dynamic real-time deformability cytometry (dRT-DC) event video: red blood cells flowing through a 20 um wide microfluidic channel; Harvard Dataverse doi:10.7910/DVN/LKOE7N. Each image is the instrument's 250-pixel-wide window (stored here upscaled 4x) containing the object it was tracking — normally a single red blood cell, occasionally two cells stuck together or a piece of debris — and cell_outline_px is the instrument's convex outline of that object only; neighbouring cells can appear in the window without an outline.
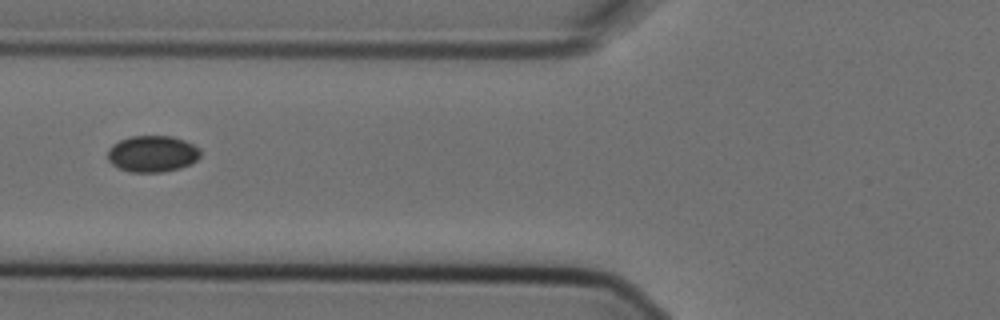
{"species": "Egyptian fruit bat (a non-hibernating species)", "species_latin": "Rousettus aegyptiacus", "temperature_condition": "cold", "stored_images_in_passage": 7, "camera_frame_rate_fps": 3000, "um_per_image_px": 0.085, "animal": {"sex": "female"}, "frame": {"image": 1, "passage_image": 2, "time_ms": 0.333, "image_size_px": [1000, 320], "cell_outline_px": [[200, 156], [192, 164], [180, 168], [160, 172], [128, 172], [112, 164], [108, 160], [108, 148], [112, 144], [120, 140], [132, 136], [172, 136], [184, 140], [200, 148]], "centroid_in_image_um": [12.95, 13.07], "position_along_channel_um": 112.8, "area_um2": 19.77}}
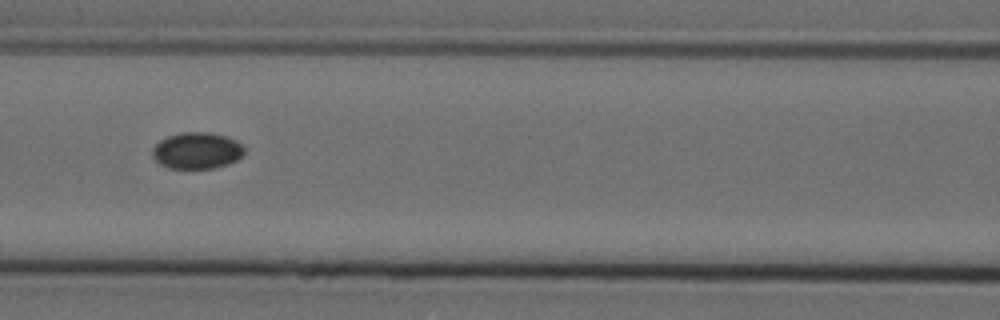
{"frame": {"image": 2, "passage_image": 3, "time_ms": 0.667, "image_size_px": [1000, 320], "cell_outline_px": [[244, 152], [236, 160], [228, 164], [216, 168], [168, 168], [160, 164], [152, 156], [152, 148], [160, 140], [168, 136], [184, 132], [208, 132], [224, 136], [236, 140], [244, 148]], "centroid_in_image_um": [16.72, 12.8], "position_along_channel_um": 149.9, "area_um2": 19.42}}
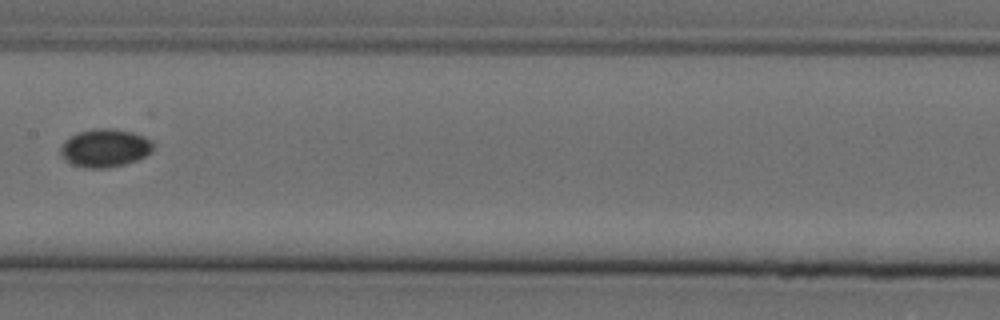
{"frame": {"image": 3, "passage_image": 4, "time_ms": 1.0, "image_size_px": [1000, 320], "cell_outline_px": [[152, 152], [136, 160], [124, 164], [108, 168], [84, 168], [72, 164], [64, 160], [60, 156], [60, 148], [64, 140], [80, 132], [92, 128], [112, 128], [132, 132], [144, 136], [152, 140]], "centroid_in_image_um": [8.89, 12.58], "position_along_channel_um": 198.5, "area_um2": 20.69}}